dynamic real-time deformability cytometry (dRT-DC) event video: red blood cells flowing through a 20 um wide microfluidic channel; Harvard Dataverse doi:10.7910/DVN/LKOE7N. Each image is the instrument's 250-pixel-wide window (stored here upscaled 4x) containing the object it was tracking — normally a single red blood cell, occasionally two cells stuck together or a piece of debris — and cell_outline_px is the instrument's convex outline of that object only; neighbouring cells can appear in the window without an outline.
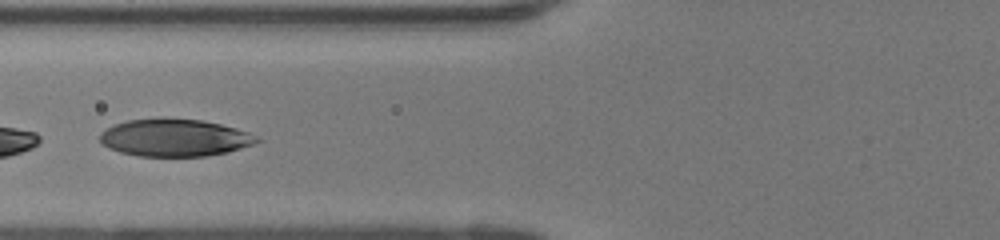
{"species": "human", "species_latin": "Homo sapiens", "temperature_condition": "room temperature", "stored_images_in_passage": 15, "segment_of_instrument_passage": [2, 2], "camera_frame_rate_fps": 3000, "um_per_image_px": 0.085, "donor": {"sex": "female"}, "frame": {"image": 1, "passage_image": 13, "time_ms": 4.0, "image_size_px": [1000, 240], "cell_outline_px": [[264, 140], [228, 152], [208, 156], [136, 156], [120, 152], [108, 148], [100, 144], [100, 132], [112, 124], [128, 120], [200, 120], [220, 124], [236, 128], [260, 136]], "centroid_in_image_um": [14.85, 11.73], "position_along_channel_um": 111.0, "area_um2": 33.93}}